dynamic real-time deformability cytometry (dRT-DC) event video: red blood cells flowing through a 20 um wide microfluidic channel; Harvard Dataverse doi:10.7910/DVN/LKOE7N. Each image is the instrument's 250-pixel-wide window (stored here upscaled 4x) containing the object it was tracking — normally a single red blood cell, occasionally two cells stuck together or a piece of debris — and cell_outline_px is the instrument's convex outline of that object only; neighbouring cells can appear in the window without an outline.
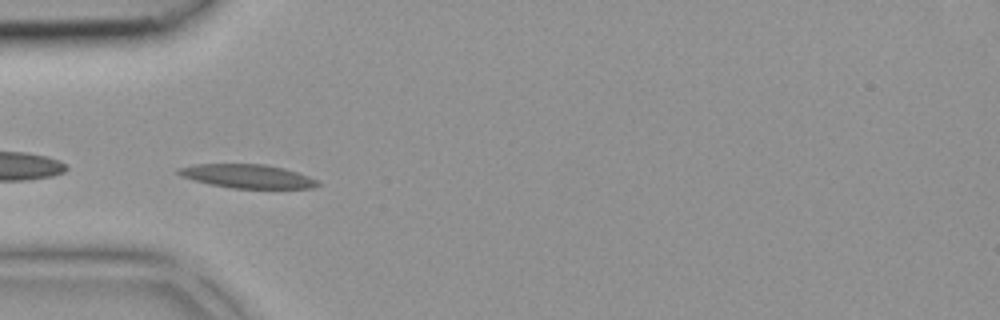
{"species": "common noctule bat (a hibernating species)", "species_latin": "Nyctalus noctula", "temperature_condition": "room temperature", "stored_images_in_passage": 30, "camera_frame_rate_fps": 3000, "um_per_image_px": 0.085, "animal": {"sex": "female", "body_mass_g": 18.4}, "frame": {"image": 1, "passage_image": 1, "time_ms": 0.0, "image_size_px": [1000, 320], "cell_outline_px": [[320, 184], [312, 188], [232, 188], [192, 180], [180, 176], [176, 172], [176, 168], [196, 164], [264, 164], [284, 168], [308, 176], [316, 180]], "centroid_in_image_um": [20.98, 14.97], "position_along_channel_um": 64.0, "area_um2": 19.13}}
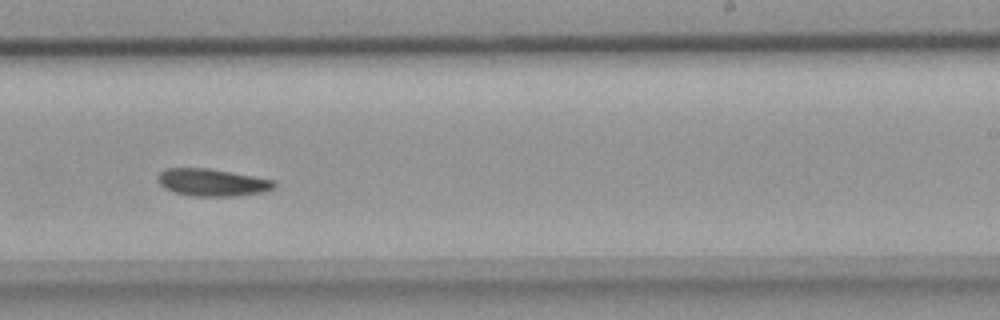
{"frame": {"image": 2, "passage_image": 14, "time_ms": 4.333, "image_size_px": [1000, 320], "cell_outline_px": [[276, 188], [264, 192], [236, 196], [192, 196], [172, 192], [164, 188], [156, 180], [156, 176], [164, 168], [208, 168], [276, 180]], "centroid_in_image_um": [18.03, 15.51], "position_along_channel_um": 271.0, "area_um2": 18.84}}
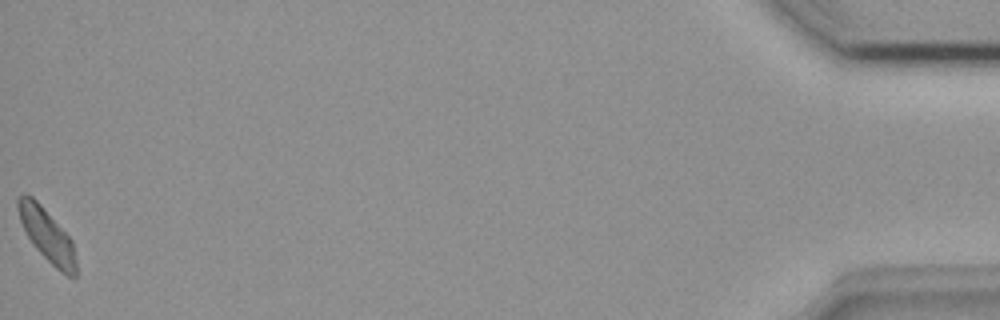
{"frame": {"image": 3, "passage_image": 30, "time_ms": 9.667, "image_size_px": [1000, 320], "cell_outline_px": [[76, 276], [72, 280], [56, 268], [32, 244], [20, 220], [16, 208], [16, 200], [24, 192], [32, 196], [40, 204], [72, 240], [76, 260]], "centroid_in_image_um": [3.99, 19.99], "position_along_channel_um": 431.2, "area_um2": 17.74}}